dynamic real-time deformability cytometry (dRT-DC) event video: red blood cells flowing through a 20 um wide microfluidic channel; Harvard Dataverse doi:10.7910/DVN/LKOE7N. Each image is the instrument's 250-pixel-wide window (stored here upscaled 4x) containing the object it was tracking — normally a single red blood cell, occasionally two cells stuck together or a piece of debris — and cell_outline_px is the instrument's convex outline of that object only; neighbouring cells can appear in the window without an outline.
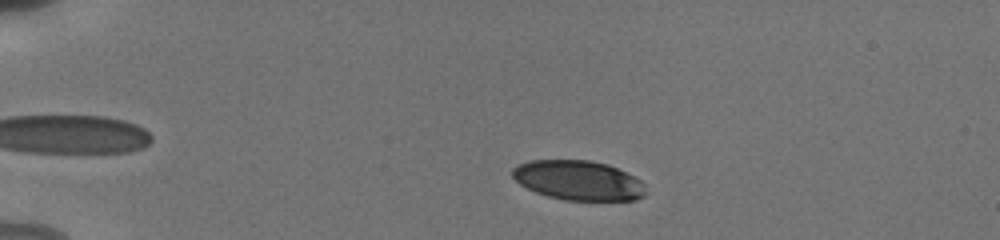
{"species": "human", "species_latin": "Homo sapiens", "temperature_condition": "cold", "stored_images_in_passage": 49, "camera_frame_rate_fps": 3000, "um_per_image_px": 0.085, "donor": {"sex": "male"}, "frame": {"image": 1, "passage_image": 6, "time_ms": 1.667, "image_size_px": [1000, 240], "cell_outline_px": [[648, 192], [644, 196], [636, 200], [564, 200], [548, 196], [536, 192], [520, 184], [512, 176], [512, 168], [528, 160], [588, 160], [608, 164], [640, 180], [644, 184]], "centroid_in_image_um": [49.17, 15.33], "position_along_channel_um": 35.8, "area_um2": 30.75}}
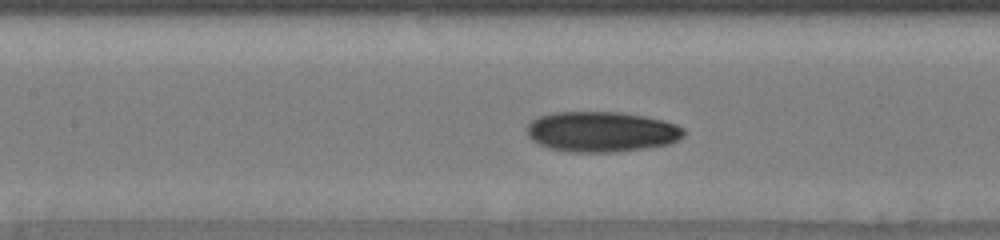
{"frame": {"image": 2, "passage_image": 21, "time_ms": 6.667, "image_size_px": [1000, 240], "cell_outline_px": [[684, 136], [680, 140], [672, 144], [648, 148], [616, 152], [572, 152], [548, 148], [532, 140], [528, 136], [528, 124], [532, 120], [540, 116], [552, 112], [620, 112], [644, 116], [664, 120], [676, 124], [684, 128]], "centroid_in_image_um": [51.18, 11.2], "position_along_channel_um": 156.2, "area_um2": 37.22}}
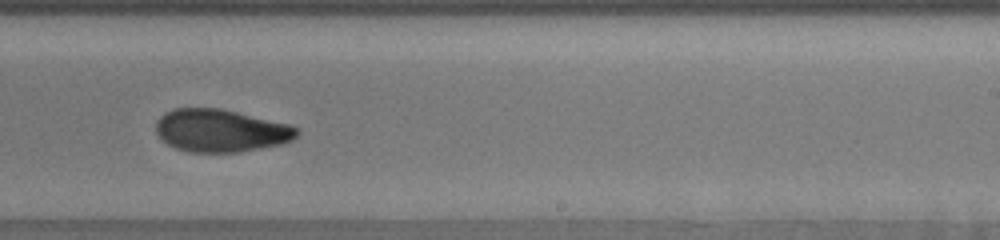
{"frame": {"image": 3, "passage_image": 30, "time_ms": 9.667, "image_size_px": [1000, 240], "cell_outline_px": [[300, 132], [292, 140], [284, 144], [240, 152], [188, 152], [176, 148], [168, 144], [156, 132], [156, 120], [164, 112], [176, 108], [220, 108], [288, 124], [300, 128]], "centroid_in_image_um": [18.78, 11.1], "position_along_channel_um": 270.2, "area_um2": 35.14}, "authors_computed_cell_mechanics": {"area_um2": 34.391, "velocity_mm_per_s": 3.8159, "shape_relaxation_time_tau1_ms": 7.5583, "shape_relaxation_time_tau2_ms": 1.9436, "deformation_change_tau1": 0.1891, "deformation_change_tau2": 0.0695}}